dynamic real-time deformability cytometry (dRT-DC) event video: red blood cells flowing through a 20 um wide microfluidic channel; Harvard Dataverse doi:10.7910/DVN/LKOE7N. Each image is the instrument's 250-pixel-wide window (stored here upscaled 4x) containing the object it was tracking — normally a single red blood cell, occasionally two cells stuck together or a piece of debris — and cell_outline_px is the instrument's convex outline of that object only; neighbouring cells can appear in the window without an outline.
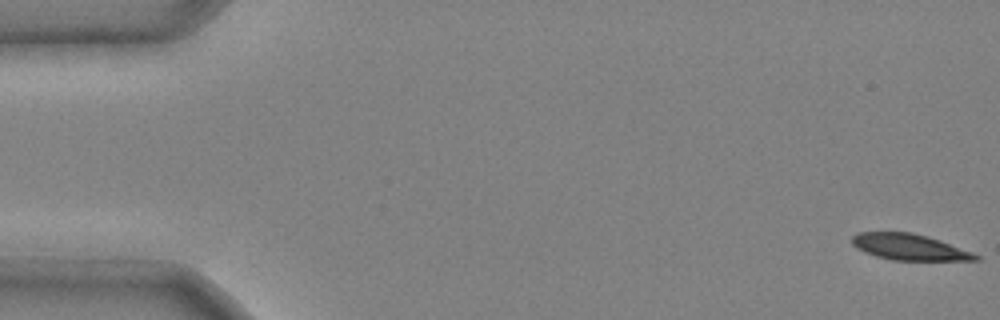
{"species": "common noctule bat (a hibernating species)", "species_latin": "Nyctalus noctula", "temperature_condition": "cold", "stored_images_in_passage": 3, "segment_of_instrument_passage": [2, 2], "camera_frame_rate_fps": 3000, "um_per_image_px": 0.085, "animal": {"sex": "male", "body_mass_g": 20.4}, "frame": {"image": 1, "passage_image": 3, "time_ms": 0.667, "image_size_px": [1000, 320], "cell_outline_px": [[980, 260], [892, 260], [876, 256], [856, 248], [852, 244], [852, 236], [856, 232], [912, 232], [940, 240], [972, 252], [980, 256]], "centroid_in_image_um": [77.28, 20.99], "position_along_channel_um": 7.7, "area_um2": 18.73}}